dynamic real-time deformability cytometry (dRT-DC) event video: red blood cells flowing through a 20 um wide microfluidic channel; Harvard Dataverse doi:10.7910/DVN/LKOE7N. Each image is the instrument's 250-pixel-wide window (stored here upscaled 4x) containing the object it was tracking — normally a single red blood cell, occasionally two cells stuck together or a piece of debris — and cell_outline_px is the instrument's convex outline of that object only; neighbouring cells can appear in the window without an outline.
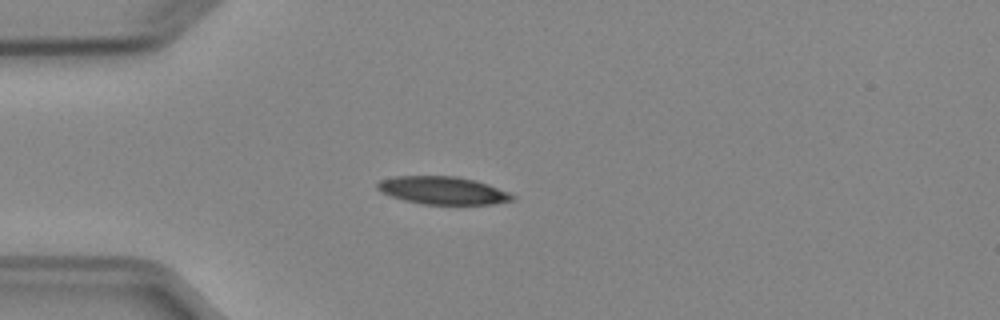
{"species": "Egyptian fruit bat (a non-hibernating species)", "species_latin": "Rousettus aegyptiacus", "temperature_condition": "cold", "stored_images_in_passage": 39, "camera_frame_rate_fps": 3000, "um_per_image_px": 0.085, "animal": {"sex": "female"}, "frame": {"image": 1, "passage_image": 1, "time_ms": 0.0, "image_size_px": [1000, 320], "cell_outline_px": [[516, 196], [512, 200], [492, 204], [424, 204], [404, 200], [380, 192], [376, 188], [376, 184], [380, 180], [396, 176], [456, 176], [476, 180], [488, 184], [508, 192]], "centroid_in_image_um": [37.62, 16.18], "position_along_channel_um": 47.4, "area_um2": 21.79}}
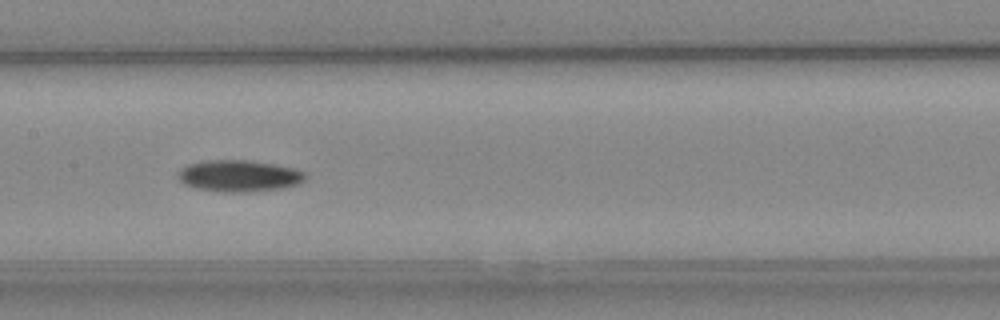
{"frame": {"image": 2, "passage_image": 13, "time_ms": 4.0, "image_size_px": [1000, 320], "cell_outline_px": [[308, 176], [300, 184], [284, 188], [252, 192], [228, 192], [196, 188], [184, 184], [176, 176], [180, 168], [188, 164], [200, 160], [248, 160], [272, 164], [292, 168], [304, 172]], "centroid_in_image_um": [20.31, 14.95], "position_along_channel_um": 187.1, "area_um2": 23.64}}
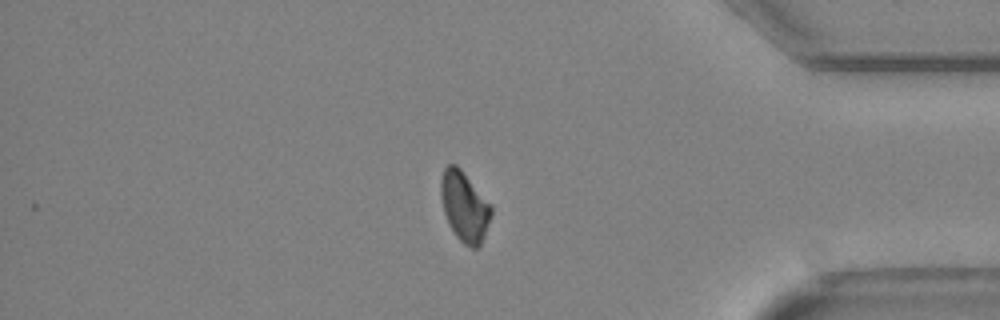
{"frame": {"image": 3, "passage_image": 31, "time_ms": 10.0, "image_size_px": [1000, 320], "cell_outline_px": [[492, 212], [484, 236], [480, 244], [476, 248], [472, 248], [464, 244], [456, 236], [448, 224], [444, 212], [440, 196], [440, 180], [444, 168], [448, 164], [456, 164], [460, 168], [492, 204]], "centroid_in_image_um": [39.47, 17.53], "position_along_channel_um": 395.7, "area_um2": 20.63}, "authors_computed_cell_mechanics": {"area_um2": 21.675, "velocity_mm_per_s": 3.9165, "shape_relaxation_time_tau1_ms": 8.0416, "shape_relaxation_time_tau2_ms": null, "deformation_change_tau1": 0.1447, "deformation_change_tau2": null}}